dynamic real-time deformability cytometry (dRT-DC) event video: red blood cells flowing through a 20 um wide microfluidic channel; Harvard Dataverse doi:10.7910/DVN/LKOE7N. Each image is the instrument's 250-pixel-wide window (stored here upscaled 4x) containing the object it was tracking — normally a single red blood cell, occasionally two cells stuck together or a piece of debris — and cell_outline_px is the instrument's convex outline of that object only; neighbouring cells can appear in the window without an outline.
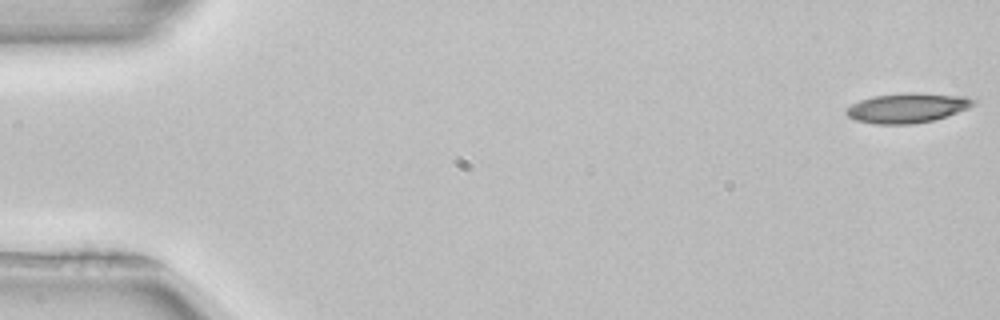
{"species": "common noctule bat (a hibernating species)", "species_latin": "Nyctalus noctula", "temperature_condition": "room temperature", "stored_images_in_passage": 49, "camera_frame_rate_fps": 3000, "um_per_image_px": 0.085, "animal": {"sex": "female", "body_mass_g": 22.7, "forearm_length_mm": 54.2}, "frame": {"image": 1, "passage_image": 1, "time_ms": 0.0, "image_size_px": [1000, 320], "cell_outline_px": [[980, 100], [976, 104], [968, 108], [932, 120], [912, 124], [872, 124], [856, 120], [848, 116], [844, 112], [852, 104], [860, 100], [872, 96], [908, 92], [912, 92], [964, 96]], "centroid_in_image_um": [77.13, 9.16], "position_along_channel_um": 7.9, "area_um2": 22.02}}
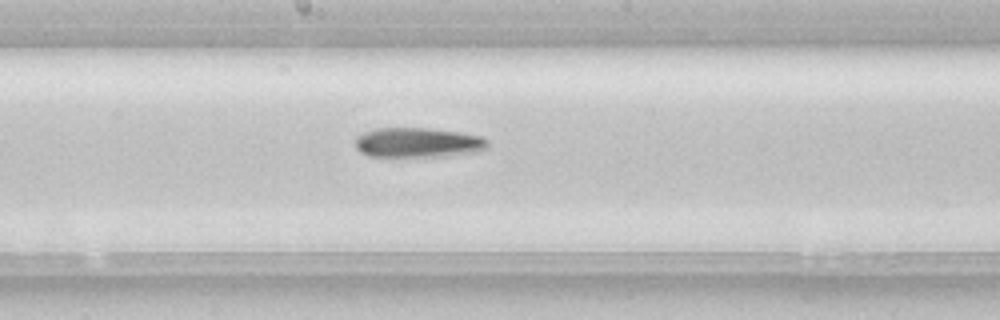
{"frame": {"image": 2, "passage_image": 28, "time_ms": 9.0, "image_size_px": [1000, 320], "cell_outline_px": [[488, 148], [480, 152], [448, 156], [368, 156], [360, 152], [356, 148], [356, 136], [364, 132], [376, 128], [428, 128], [460, 132], [480, 136], [488, 140]], "centroid_in_image_um": [35.56, 12.12], "position_along_channel_um": 212.6, "area_um2": 23.18}}
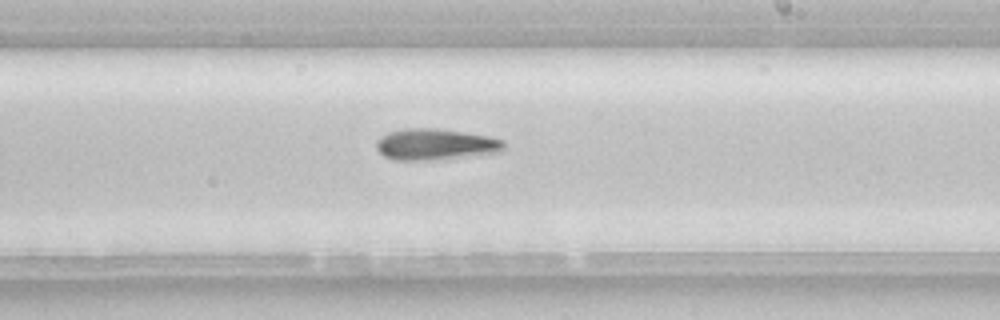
{"frame": {"image": 3, "passage_image": 31, "time_ms": 10.0, "image_size_px": [1000, 320], "cell_outline_px": [[504, 152], [428, 160], [396, 160], [384, 156], [376, 148], [376, 140], [388, 132], [404, 128], [436, 128], [488, 136], [504, 140]], "centroid_in_image_um": [37.01, 12.27], "position_along_channel_um": 252.0, "area_um2": 23.18}}